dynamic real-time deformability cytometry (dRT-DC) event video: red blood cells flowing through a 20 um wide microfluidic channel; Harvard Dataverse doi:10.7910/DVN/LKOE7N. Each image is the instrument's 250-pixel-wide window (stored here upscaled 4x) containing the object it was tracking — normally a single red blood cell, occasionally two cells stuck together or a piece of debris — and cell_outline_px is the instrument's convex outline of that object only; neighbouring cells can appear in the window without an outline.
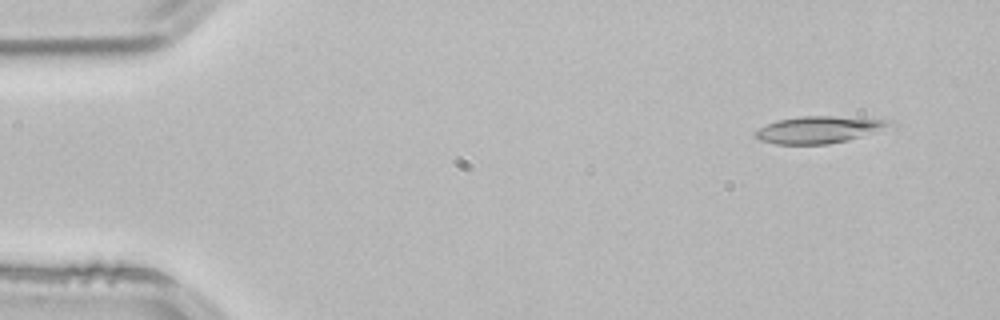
{"species": "common noctule bat (a hibernating species)", "species_latin": "Nyctalus noctula", "temperature_condition": "room temperature", "stored_images_in_passage": 4, "camera_frame_rate_fps": 3000, "um_per_image_px": 0.085, "animal": {"sex": "male", "body_mass_g": 21.5, "forearm_length_mm": 52.0}, "frame": {"image": 1, "passage_image": 1, "time_ms": 0.0, "image_size_px": [1000, 320], "cell_outline_px": [[896, 124], [848, 140], [828, 144], [776, 144], [760, 140], [756, 136], [756, 132], [760, 128], [776, 120], [800, 116], [832, 116], [892, 120]], "centroid_in_image_um": [69.61, 11.01], "position_along_channel_um": 15.4, "area_um2": 20.75}}
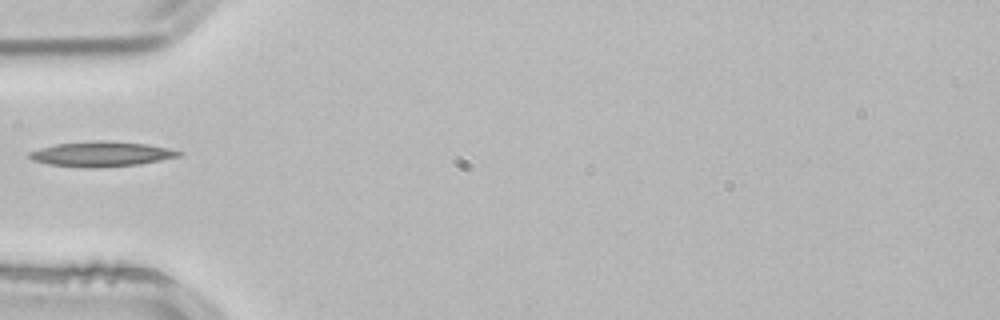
{"frame": {"image": 2, "passage_image": 4, "time_ms": 1.0, "image_size_px": [1000, 320], "cell_outline_px": [[184, 152], [180, 156], [140, 164], [96, 168], [88, 168], [48, 164], [32, 160], [28, 156], [28, 152], [40, 148], [56, 144], [96, 140], [108, 140], [148, 144], [168, 148]], "centroid_in_image_um": [8.62, 13.09], "position_along_channel_um": 76.4, "area_um2": 21.91}}